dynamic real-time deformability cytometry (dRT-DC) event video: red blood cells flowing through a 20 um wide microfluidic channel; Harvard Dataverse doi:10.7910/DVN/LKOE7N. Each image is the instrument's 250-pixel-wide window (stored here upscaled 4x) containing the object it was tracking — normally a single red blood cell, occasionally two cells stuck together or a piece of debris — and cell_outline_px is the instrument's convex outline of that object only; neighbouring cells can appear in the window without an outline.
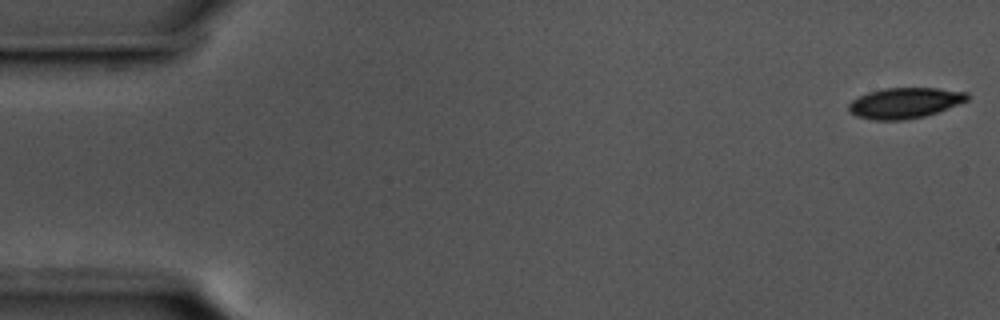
{"species": "common noctule bat (a hibernating species)", "species_latin": "Nyctalus noctula", "temperature_condition": "cold", "stored_images_in_passage": 56, "camera_frame_rate_fps": 3000, "um_per_image_px": 0.085, "animal": {"sex": "male", "body_mass_g": 17.5, "forearm_length_mm": 52.3}, "frame": {"image": 1, "passage_image": 1, "time_ms": 0.0, "image_size_px": [1000, 320], "cell_outline_px": [[968, 100], [936, 112], [924, 116], [904, 120], [872, 120], [856, 116], [848, 112], [848, 104], [852, 100], [868, 92], [884, 88], [936, 88], [968, 92]], "centroid_in_image_um": [76.86, 8.75], "position_along_channel_um": 8.1, "area_um2": 21.1}}
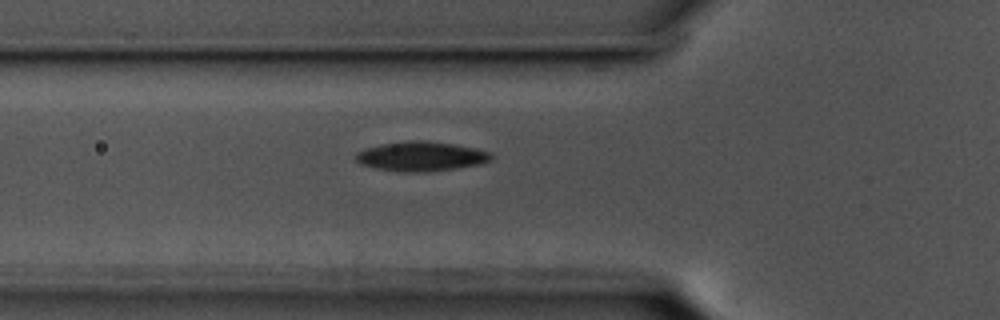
{"frame": {"image": 2, "passage_image": 19, "time_ms": 6.0, "image_size_px": [1000, 320], "cell_outline_px": [[492, 160], [480, 164], [456, 168], [420, 172], [408, 172], [380, 168], [360, 164], [356, 160], [356, 152], [364, 148], [384, 144], [416, 140], [420, 140], [452, 144], [476, 148], [492, 152]], "centroid_in_image_um": [35.83, 13.28], "position_along_channel_um": 90.0, "area_um2": 22.89}}
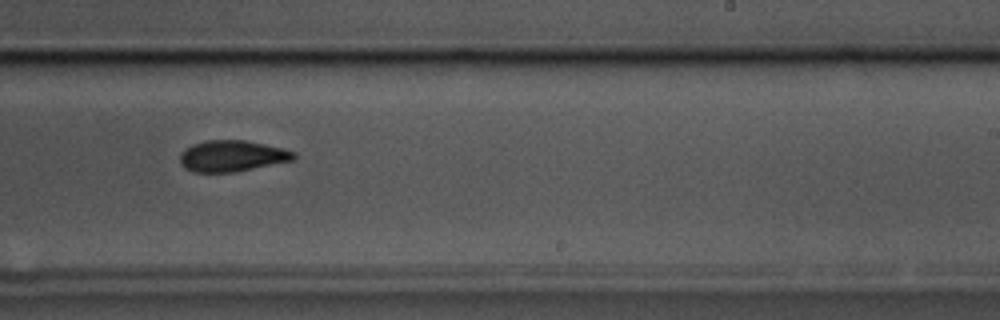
{"frame": {"image": 3, "passage_image": 34, "time_ms": 11.0, "image_size_px": [1000, 320], "cell_outline_px": [[296, 156], [292, 160], [236, 172], [192, 172], [184, 168], [180, 164], [180, 152], [184, 148], [192, 144], [204, 140], [244, 140], [284, 148], [296, 152]], "centroid_in_image_um": [19.68, 13.25], "position_along_channel_um": 269.3, "area_um2": 20.87}, "authors_computed_cell_mechanics": {"area_um2": 21.1837, "velocity_mm_per_s": 3.5883, "shape_relaxation_time_tau1_ms": 2.6732, "shape_relaxation_time_tau2_ms": 11.1368, "deformation_change_tau1": 0.105, "deformation_change_tau2": 0.1777}}